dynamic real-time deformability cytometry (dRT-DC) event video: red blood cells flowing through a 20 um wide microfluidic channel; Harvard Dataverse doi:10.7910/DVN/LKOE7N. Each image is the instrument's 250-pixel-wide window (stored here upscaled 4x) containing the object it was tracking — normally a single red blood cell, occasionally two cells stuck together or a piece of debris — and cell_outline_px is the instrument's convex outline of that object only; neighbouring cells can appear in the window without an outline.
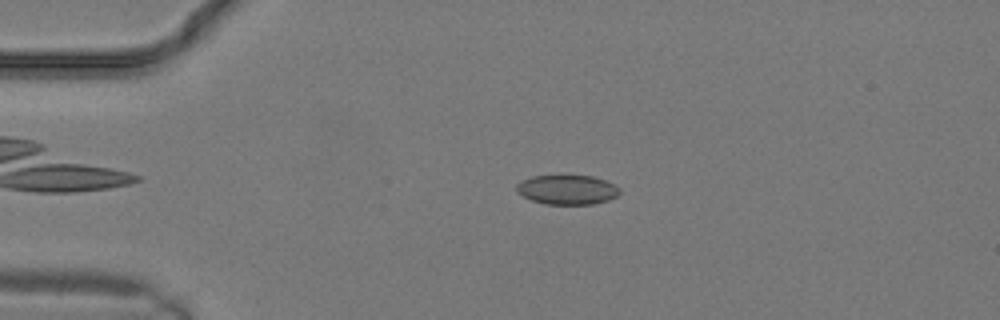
{"species": "common noctule bat (a hibernating species)", "species_latin": "Nyctalus noctula", "temperature_condition": "warm", "stored_images_in_passage": 18, "camera_frame_rate_fps": 3000, "um_per_image_px": 0.085, "animal": {"sex": "male", "body_mass_g": 19.2, "forearm_length_mm": 51.8}, "frame": {"image": 1, "passage_image": 5, "time_ms": 1.333, "image_size_px": [1000, 320], "cell_outline_px": [[620, 192], [616, 196], [608, 200], [592, 204], [548, 204], [532, 200], [516, 192], [516, 184], [532, 176], [560, 172], [592, 176], [604, 180], [620, 188]], "centroid_in_image_um": [48.18, 16.07], "position_along_channel_um": 36.8, "area_um2": 18.32}}
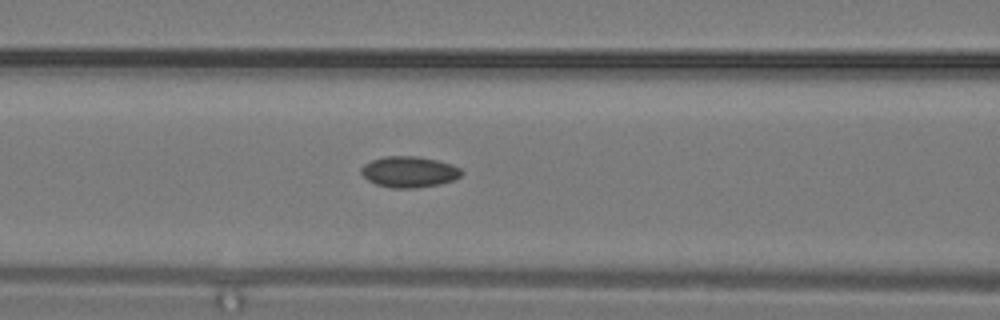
{"frame": {"image": 2, "passage_image": 10, "time_ms": 3.0, "image_size_px": [1000, 320], "cell_outline_px": [[464, 172], [460, 176], [452, 180], [440, 184], [412, 188], [392, 188], [376, 184], [368, 180], [360, 172], [360, 168], [364, 164], [372, 160], [384, 156], [416, 156], [436, 160], [452, 164], [460, 168]], "centroid_in_image_um": [34.77, 14.6], "position_along_channel_um": 131.8, "area_um2": 18.09}}
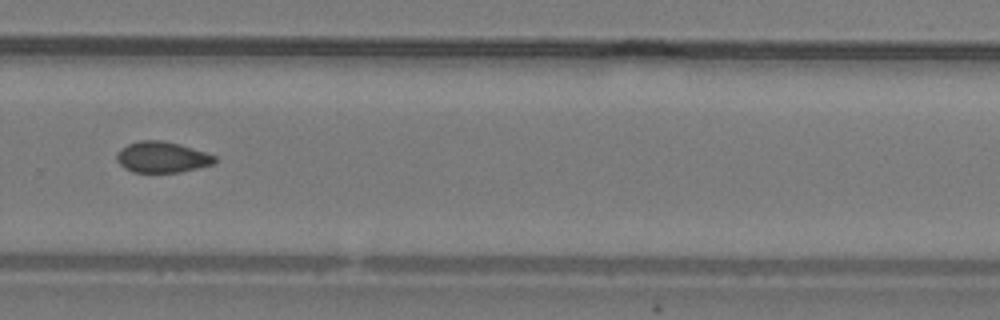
{"frame": {"image": 3, "passage_image": 17, "time_ms": 5.333, "image_size_px": [1000, 320], "cell_outline_px": [[216, 164], [180, 172], [132, 172], [124, 168], [116, 160], [116, 156], [128, 144], [140, 140], [160, 140], [180, 144], [216, 156]], "centroid_in_image_um": [13.81, 13.37], "position_along_channel_um": 316.0, "area_um2": 17.57}}